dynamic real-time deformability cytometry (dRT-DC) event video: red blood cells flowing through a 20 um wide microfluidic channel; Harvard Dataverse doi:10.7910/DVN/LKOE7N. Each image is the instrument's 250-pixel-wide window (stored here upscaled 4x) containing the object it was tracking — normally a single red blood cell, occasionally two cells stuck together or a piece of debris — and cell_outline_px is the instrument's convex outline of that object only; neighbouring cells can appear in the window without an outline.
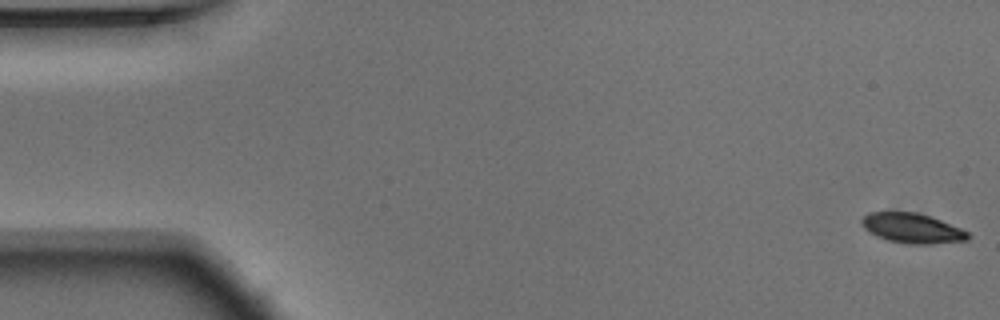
{"species": "Egyptian fruit bat (a non-hibernating species)", "species_latin": "Rousettus aegyptiacus", "temperature_condition": "warm", "stored_images_in_passage": 54, "camera_frame_rate_fps": 3000, "um_per_image_px": 0.085, "animal": {"sex": "male"}, "frame": {"image": 1, "passage_image": 1, "time_ms": 0.0, "image_size_px": [1000, 320], "cell_outline_px": [[972, 236], [968, 240], [932, 244], [904, 244], [888, 240], [876, 236], [868, 232], [864, 228], [860, 220], [868, 212], [916, 212], [932, 216], [960, 228], [968, 232]], "centroid_in_image_um": [77.54, 19.4], "position_along_channel_um": 7.5, "area_um2": 18.73}}
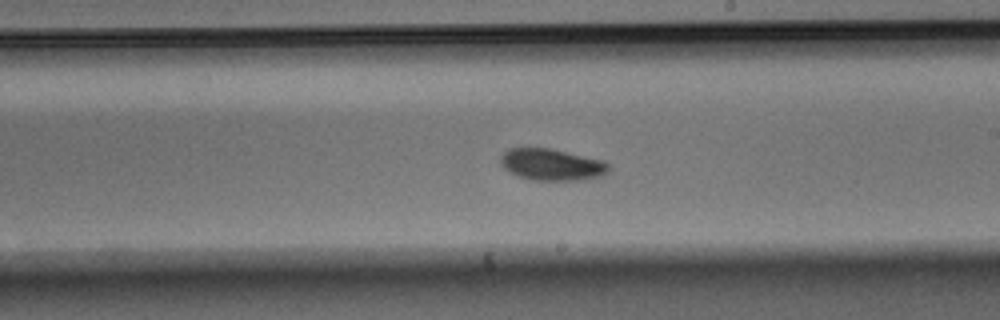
{"frame": {"image": 2, "passage_image": 31, "time_ms": 10.0, "image_size_px": [1000, 320], "cell_outline_px": [[608, 172], [604, 176], [584, 180], [532, 180], [516, 176], [508, 172], [500, 164], [500, 156], [508, 148], [552, 148], [604, 160], [608, 164]], "centroid_in_image_um": [46.89, 13.99], "position_along_channel_um": 242.1, "area_um2": 20.35}}
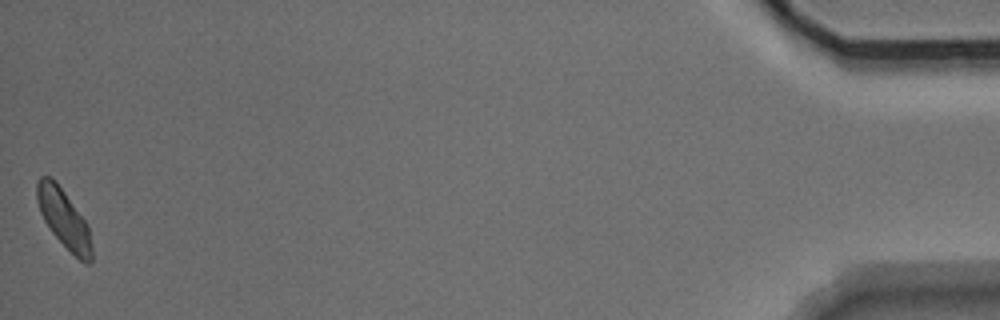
{"frame": {"image": 3, "passage_image": 54, "time_ms": 17.667, "image_size_px": [1000, 320], "cell_outline_px": [[92, 264], [88, 264], [80, 260], [52, 232], [44, 220], [40, 212], [36, 200], [36, 180], [40, 176], [48, 176], [56, 180], [88, 224], [92, 248]], "centroid_in_image_um": [5.42, 18.54], "position_along_channel_um": 429.8, "area_um2": 18.67}, "authors_computed_cell_mechanics": {"area_um2": 19.4208, "velocity_mm_per_s": 3.7185, "shape_relaxation_time_tau1_ms": 2.4678, "shape_relaxation_time_tau2_ms": null, "deformation_change_tau1": 0.0941, "deformation_change_tau2": null}}